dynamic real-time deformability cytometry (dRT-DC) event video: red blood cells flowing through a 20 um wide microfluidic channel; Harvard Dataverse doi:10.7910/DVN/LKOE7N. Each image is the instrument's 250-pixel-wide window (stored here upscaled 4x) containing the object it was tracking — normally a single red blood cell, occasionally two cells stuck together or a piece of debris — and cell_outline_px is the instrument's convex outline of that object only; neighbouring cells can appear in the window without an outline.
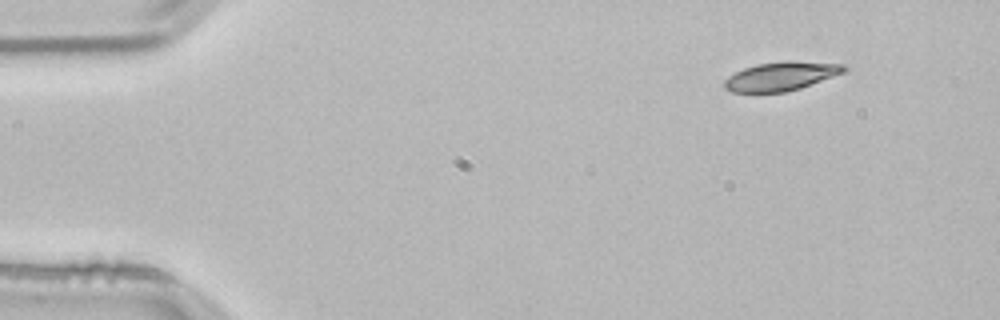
{"species": "common noctule bat (a hibernating species)", "species_latin": "Nyctalus noctula", "temperature_condition": "room temperature", "stored_images_in_passage": 49, "camera_frame_rate_fps": 3000, "um_per_image_px": 0.085, "animal": {"sex": "male", "body_mass_g": 21.5, "forearm_length_mm": 52.0}, "frame": {"image": 1, "passage_image": 1, "time_ms": 0.0, "image_size_px": [1000, 320], "cell_outline_px": [[848, 68], [844, 72], [800, 88], [784, 92], [732, 92], [724, 88], [724, 80], [728, 76], [744, 68], [756, 64], [784, 60], [788, 60], [844, 64]], "centroid_in_image_um": [66.38, 6.46], "position_along_channel_um": 18.6, "area_um2": 20.06}}
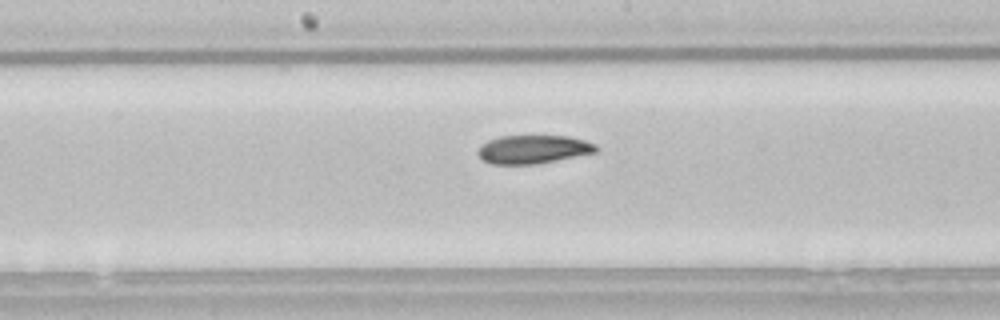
{"frame": {"image": 2, "passage_image": 23, "time_ms": 7.333, "image_size_px": [1000, 320], "cell_outline_px": [[600, 148], [596, 152], [536, 164], [492, 164], [484, 160], [476, 152], [488, 140], [500, 136], [568, 136], [584, 140], [596, 144]], "centroid_in_image_um": [45.35, 12.69], "position_along_channel_um": 202.8, "area_um2": 19.42}}
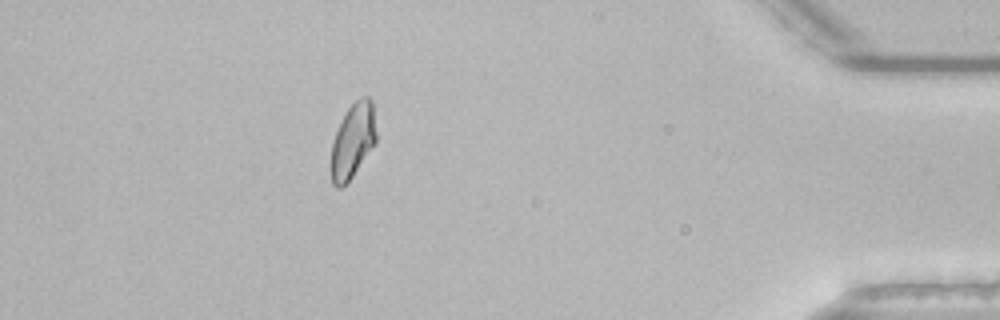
{"frame": {"image": 3, "passage_image": 43, "time_ms": 14.0, "image_size_px": [1000, 320], "cell_outline_px": [[376, 144], [352, 176], [340, 188], [336, 188], [332, 184], [328, 168], [332, 140], [348, 108], [356, 100], [364, 96], [368, 96], [372, 100], [376, 132]], "centroid_in_image_um": [29.95, 12.01], "position_along_channel_um": 405.2, "area_um2": 20.0}, "authors_computed_cell_mechanics": {"area_um2": 20.4612, "velocity_mm_per_s": 3.7902, "shape_relaxation_time_tau1_ms": 6.2761, "shape_relaxation_time_tau2_ms": 7.1827, "deformation_change_tau1": 0.1496, "deformation_change_tau2": 0.1261}}